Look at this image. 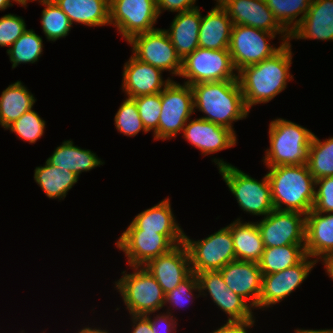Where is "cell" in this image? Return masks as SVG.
I'll return each instance as SVG.
<instances>
[{"label": "cell", "mask_w": 333, "mask_h": 333, "mask_svg": "<svg viewBox=\"0 0 333 333\" xmlns=\"http://www.w3.org/2000/svg\"><path fill=\"white\" fill-rule=\"evenodd\" d=\"M293 55L292 44L288 42L273 56L238 72L244 103L249 111L254 105L271 102L286 89L294 78L290 71Z\"/></svg>", "instance_id": "6da1fadb"}, {"label": "cell", "mask_w": 333, "mask_h": 333, "mask_svg": "<svg viewBox=\"0 0 333 333\" xmlns=\"http://www.w3.org/2000/svg\"><path fill=\"white\" fill-rule=\"evenodd\" d=\"M194 112L200 111L205 119L212 123L234 130V122L248 118L250 111L244 103V97L238 80L204 82L191 85Z\"/></svg>", "instance_id": "7a4b0ae2"}, {"label": "cell", "mask_w": 333, "mask_h": 333, "mask_svg": "<svg viewBox=\"0 0 333 333\" xmlns=\"http://www.w3.org/2000/svg\"><path fill=\"white\" fill-rule=\"evenodd\" d=\"M275 210L307 215L315 200V179L307 164L266 168Z\"/></svg>", "instance_id": "3957f363"}, {"label": "cell", "mask_w": 333, "mask_h": 333, "mask_svg": "<svg viewBox=\"0 0 333 333\" xmlns=\"http://www.w3.org/2000/svg\"><path fill=\"white\" fill-rule=\"evenodd\" d=\"M268 126L269 148L262 159L265 168L307 164L314 135L311 130L280 117L273 118Z\"/></svg>", "instance_id": "277c9868"}, {"label": "cell", "mask_w": 333, "mask_h": 333, "mask_svg": "<svg viewBox=\"0 0 333 333\" xmlns=\"http://www.w3.org/2000/svg\"><path fill=\"white\" fill-rule=\"evenodd\" d=\"M211 159L244 213L264 218L274 210L271 185L267 174L258 180L222 158L214 157Z\"/></svg>", "instance_id": "5b68a950"}, {"label": "cell", "mask_w": 333, "mask_h": 333, "mask_svg": "<svg viewBox=\"0 0 333 333\" xmlns=\"http://www.w3.org/2000/svg\"><path fill=\"white\" fill-rule=\"evenodd\" d=\"M132 272H121L114 288L122 298L129 315H147L164 311L165 293L144 266H129Z\"/></svg>", "instance_id": "8992f818"}, {"label": "cell", "mask_w": 333, "mask_h": 333, "mask_svg": "<svg viewBox=\"0 0 333 333\" xmlns=\"http://www.w3.org/2000/svg\"><path fill=\"white\" fill-rule=\"evenodd\" d=\"M184 84L238 80L228 49L211 50L198 47L182 60L179 75Z\"/></svg>", "instance_id": "52a82bcc"}, {"label": "cell", "mask_w": 333, "mask_h": 333, "mask_svg": "<svg viewBox=\"0 0 333 333\" xmlns=\"http://www.w3.org/2000/svg\"><path fill=\"white\" fill-rule=\"evenodd\" d=\"M191 271L198 274L205 271H219L236 260L231 231L226 225L205 238L193 239L184 233Z\"/></svg>", "instance_id": "ba28073f"}, {"label": "cell", "mask_w": 333, "mask_h": 333, "mask_svg": "<svg viewBox=\"0 0 333 333\" xmlns=\"http://www.w3.org/2000/svg\"><path fill=\"white\" fill-rule=\"evenodd\" d=\"M276 37L275 33L244 25H233L228 50L237 72L277 53L285 42L276 47L270 42Z\"/></svg>", "instance_id": "9c48e42d"}, {"label": "cell", "mask_w": 333, "mask_h": 333, "mask_svg": "<svg viewBox=\"0 0 333 333\" xmlns=\"http://www.w3.org/2000/svg\"><path fill=\"white\" fill-rule=\"evenodd\" d=\"M161 105L159 141L172 140L195 113L191 86L172 80L161 92Z\"/></svg>", "instance_id": "30bf717a"}, {"label": "cell", "mask_w": 333, "mask_h": 333, "mask_svg": "<svg viewBox=\"0 0 333 333\" xmlns=\"http://www.w3.org/2000/svg\"><path fill=\"white\" fill-rule=\"evenodd\" d=\"M132 54L142 62L148 63L163 72H169L170 78L179 77L182 60L164 29L134 35L129 41Z\"/></svg>", "instance_id": "8fae6325"}, {"label": "cell", "mask_w": 333, "mask_h": 333, "mask_svg": "<svg viewBox=\"0 0 333 333\" xmlns=\"http://www.w3.org/2000/svg\"><path fill=\"white\" fill-rule=\"evenodd\" d=\"M110 26L116 28L122 40L129 41L134 35L157 29L156 0H109Z\"/></svg>", "instance_id": "7c38bea8"}, {"label": "cell", "mask_w": 333, "mask_h": 333, "mask_svg": "<svg viewBox=\"0 0 333 333\" xmlns=\"http://www.w3.org/2000/svg\"><path fill=\"white\" fill-rule=\"evenodd\" d=\"M317 261L306 255L298 264L285 270L262 276V290L257 309L266 311L294 293L316 267Z\"/></svg>", "instance_id": "4fadbf2b"}, {"label": "cell", "mask_w": 333, "mask_h": 333, "mask_svg": "<svg viewBox=\"0 0 333 333\" xmlns=\"http://www.w3.org/2000/svg\"><path fill=\"white\" fill-rule=\"evenodd\" d=\"M196 275L201 297L209 296L214 306L226 314L225 321H246L256 318L254 308L227 286L219 271H205Z\"/></svg>", "instance_id": "5bb4252c"}, {"label": "cell", "mask_w": 333, "mask_h": 333, "mask_svg": "<svg viewBox=\"0 0 333 333\" xmlns=\"http://www.w3.org/2000/svg\"><path fill=\"white\" fill-rule=\"evenodd\" d=\"M256 223L265 248L305 244L306 215L301 212L274 209Z\"/></svg>", "instance_id": "9a60e30c"}, {"label": "cell", "mask_w": 333, "mask_h": 333, "mask_svg": "<svg viewBox=\"0 0 333 333\" xmlns=\"http://www.w3.org/2000/svg\"><path fill=\"white\" fill-rule=\"evenodd\" d=\"M233 25H244L278 35L280 42H290V34L280 25L264 0H217Z\"/></svg>", "instance_id": "2e32d148"}, {"label": "cell", "mask_w": 333, "mask_h": 333, "mask_svg": "<svg viewBox=\"0 0 333 333\" xmlns=\"http://www.w3.org/2000/svg\"><path fill=\"white\" fill-rule=\"evenodd\" d=\"M117 239L115 246L124 253L128 266H145L176 246L166 235L156 231H123Z\"/></svg>", "instance_id": "e0dca14e"}, {"label": "cell", "mask_w": 333, "mask_h": 333, "mask_svg": "<svg viewBox=\"0 0 333 333\" xmlns=\"http://www.w3.org/2000/svg\"><path fill=\"white\" fill-rule=\"evenodd\" d=\"M181 135L200 151L202 157L231 149L238 143L237 135L232 130L202 118H190Z\"/></svg>", "instance_id": "ac0fdd59"}, {"label": "cell", "mask_w": 333, "mask_h": 333, "mask_svg": "<svg viewBox=\"0 0 333 333\" xmlns=\"http://www.w3.org/2000/svg\"><path fill=\"white\" fill-rule=\"evenodd\" d=\"M162 74V70L140 61L131 54L123 66L122 92L128 98L160 93L172 81L170 77L164 79Z\"/></svg>", "instance_id": "d6986e66"}, {"label": "cell", "mask_w": 333, "mask_h": 333, "mask_svg": "<svg viewBox=\"0 0 333 333\" xmlns=\"http://www.w3.org/2000/svg\"><path fill=\"white\" fill-rule=\"evenodd\" d=\"M169 196L138 213L123 231H156L175 245L184 241V230L178 223Z\"/></svg>", "instance_id": "ffe728a7"}, {"label": "cell", "mask_w": 333, "mask_h": 333, "mask_svg": "<svg viewBox=\"0 0 333 333\" xmlns=\"http://www.w3.org/2000/svg\"><path fill=\"white\" fill-rule=\"evenodd\" d=\"M144 267L157 280L165 294L176 288L192 273L189 254L184 243L155 257Z\"/></svg>", "instance_id": "44dd1931"}, {"label": "cell", "mask_w": 333, "mask_h": 333, "mask_svg": "<svg viewBox=\"0 0 333 333\" xmlns=\"http://www.w3.org/2000/svg\"><path fill=\"white\" fill-rule=\"evenodd\" d=\"M219 272L227 286L257 310L263 276L258 263L234 260Z\"/></svg>", "instance_id": "7402d4cb"}, {"label": "cell", "mask_w": 333, "mask_h": 333, "mask_svg": "<svg viewBox=\"0 0 333 333\" xmlns=\"http://www.w3.org/2000/svg\"><path fill=\"white\" fill-rule=\"evenodd\" d=\"M333 41V0H312L300 24L291 32L292 40Z\"/></svg>", "instance_id": "603a6c76"}, {"label": "cell", "mask_w": 333, "mask_h": 333, "mask_svg": "<svg viewBox=\"0 0 333 333\" xmlns=\"http://www.w3.org/2000/svg\"><path fill=\"white\" fill-rule=\"evenodd\" d=\"M305 252L317 262L333 255V212L306 215Z\"/></svg>", "instance_id": "cb8c5ba5"}, {"label": "cell", "mask_w": 333, "mask_h": 333, "mask_svg": "<svg viewBox=\"0 0 333 333\" xmlns=\"http://www.w3.org/2000/svg\"><path fill=\"white\" fill-rule=\"evenodd\" d=\"M201 8L175 14L167 32L177 55L183 60L199 47V28L202 19Z\"/></svg>", "instance_id": "d4e9b609"}, {"label": "cell", "mask_w": 333, "mask_h": 333, "mask_svg": "<svg viewBox=\"0 0 333 333\" xmlns=\"http://www.w3.org/2000/svg\"><path fill=\"white\" fill-rule=\"evenodd\" d=\"M213 8L202 15L199 28V47L211 50L228 49L233 28L227 12L216 1Z\"/></svg>", "instance_id": "484cf974"}, {"label": "cell", "mask_w": 333, "mask_h": 333, "mask_svg": "<svg viewBox=\"0 0 333 333\" xmlns=\"http://www.w3.org/2000/svg\"><path fill=\"white\" fill-rule=\"evenodd\" d=\"M46 161L52 166L73 172L79 178L83 172H89L105 164L96 153L78 147L71 139L64 140L57 146Z\"/></svg>", "instance_id": "4316f807"}, {"label": "cell", "mask_w": 333, "mask_h": 333, "mask_svg": "<svg viewBox=\"0 0 333 333\" xmlns=\"http://www.w3.org/2000/svg\"><path fill=\"white\" fill-rule=\"evenodd\" d=\"M71 24L88 27L110 26L109 0H55Z\"/></svg>", "instance_id": "83f0119b"}, {"label": "cell", "mask_w": 333, "mask_h": 333, "mask_svg": "<svg viewBox=\"0 0 333 333\" xmlns=\"http://www.w3.org/2000/svg\"><path fill=\"white\" fill-rule=\"evenodd\" d=\"M238 217L228 224L233 239L236 260L258 263L264 252V244L256 221H243Z\"/></svg>", "instance_id": "f1b7e54d"}, {"label": "cell", "mask_w": 333, "mask_h": 333, "mask_svg": "<svg viewBox=\"0 0 333 333\" xmlns=\"http://www.w3.org/2000/svg\"><path fill=\"white\" fill-rule=\"evenodd\" d=\"M17 80L8 85L0 95V127L4 130L34 107V95L28 87Z\"/></svg>", "instance_id": "f546056e"}, {"label": "cell", "mask_w": 333, "mask_h": 333, "mask_svg": "<svg viewBox=\"0 0 333 333\" xmlns=\"http://www.w3.org/2000/svg\"><path fill=\"white\" fill-rule=\"evenodd\" d=\"M33 178L47 198L58 201L64 200L69 190L79 181V177L73 172L52 166L47 161L34 169Z\"/></svg>", "instance_id": "4dcf8cb0"}, {"label": "cell", "mask_w": 333, "mask_h": 333, "mask_svg": "<svg viewBox=\"0 0 333 333\" xmlns=\"http://www.w3.org/2000/svg\"><path fill=\"white\" fill-rule=\"evenodd\" d=\"M306 256L305 244L264 248L258 262L262 275L272 274L298 264Z\"/></svg>", "instance_id": "1f68e13d"}, {"label": "cell", "mask_w": 333, "mask_h": 333, "mask_svg": "<svg viewBox=\"0 0 333 333\" xmlns=\"http://www.w3.org/2000/svg\"><path fill=\"white\" fill-rule=\"evenodd\" d=\"M44 44L42 36L33 29H27L21 37L6 50L12 69L20 64H35L43 55Z\"/></svg>", "instance_id": "d6a6232c"}, {"label": "cell", "mask_w": 333, "mask_h": 333, "mask_svg": "<svg viewBox=\"0 0 333 333\" xmlns=\"http://www.w3.org/2000/svg\"><path fill=\"white\" fill-rule=\"evenodd\" d=\"M307 165L315 180L333 176V136L321 140L313 135Z\"/></svg>", "instance_id": "836d02e7"}, {"label": "cell", "mask_w": 333, "mask_h": 333, "mask_svg": "<svg viewBox=\"0 0 333 333\" xmlns=\"http://www.w3.org/2000/svg\"><path fill=\"white\" fill-rule=\"evenodd\" d=\"M280 25L289 33L300 24L312 0H264Z\"/></svg>", "instance_id": "e575fe53"}, {"label": "cell", "mask_w": 333, "mask_h": 333, "mask_svg": "<svg viewBox=\"0 0 333 333\" xmlns=\"http://www.w3.org/2000/svg\"><path fill=\"white\" fill-rule=\"evenodd\" d=\"M44 6L41 12V27L47 41L55 42L69 35L73 25L68 16L54 2H40Z\"/></svg>", "instance_id": "d590c367"}, {"label": "cell", "mask_w": 333, "mask_h": 333, "mask_svg": "<svg viewBox=\"0 0 333 333\" xmlns=\"http://www.w3.org/2000/svg\"><path fill=\"white\" fill-rule=\"evenodd\" d=\"M199 297H201V294L198 277L195 273H191L176 288L165 294L164 309L166 307L165 311L177 318V315L175 316L173 311L183 310L186 307L189 308L188 306L194 302V299H198Z\"/></svg>", "instance_id": "8d00e7d4"}, {"label": "cell", "mask_w": 333, "mask_h": 333, "mask_svg": "<svg viewBox=\"0 0 333 333\" xmlns=\"http://www.w3.org/2000/svg\"><path fill=\"white\" fill-rule=\"evenodd\" d=\"M116 131L127 137H135L141 131L149 133L140 118L137 105L132 98L126 97L114 116Z\"/></svg>", "instance_id": "74e56055"}, {"label": "cell", "mask_w": 333, "mask_h": 333, "mask_svg": "<svg viewBox=\"0 0 333 333\" xmlns=\"http://www.w3.org/2000/svg\"><path fill=\"white\" fill-rule=\"evenodd\" d=\"M45 128L46 121L32 108L5 130L14 133L19 140L28 142V144H35L37 140L43 137Z\"/></svg>", "instance_id": "f35d334b"}, {"label": "cell", "mask_w": 333, "mask_h": 333, "mask_svg": "<svg viewBox=\"0 0 333 333\" xmlns=\"http://www.w3.org/2000/svg\"><path fill=\"white\" fill-rule=\"evenodd\" d=\"M138 108L141 120L148 132L152 131L153 139L159 141V118L161 114V92L132 98Z\"/></svg>", "instance_id": "ab89813d"}, {"label": "cell", "mask_w": 333, "mask_h": 333, "mask_svg": "<svg viewBox=\"0 0 333 333\" xmlns=\"http://www.w3.org/2000/svg\"><path fill=\"white\" fill-rule=\"evenodd\" d=\"M25 19L16 14H5L0 17V47L8 49L27 30Z\"/></svg>", "instance_id": "60d3db41"}, {"label": "cell", "mask_w": 333, "mask_h": 333, "mask_svg": "<svg viewBox=\"0 0 333 333\" xmlns=\"http://www.w3.org/2000/svg\"><path fill=\"white\" fill-rule=\"evenodd\" d=\"M313 210L323 213L333 212V176L315 180Z\"/></svg>", "instance_id": "b9f144b4"}, {"label": "cell", "mask_w": 333, "mask_h": 333, "mask_svg": "<svg viewBox=\"0 0 333 333\" xmlns=\"http://www.w3.org/2000/svg\"><path fill=\"white\" fill-rule=\"evenodd\" d=\"M159 313V314H158ZM153 314V317H152ZM154 312L147 314L146 316L150 320L151 329L153 333H176L178 327V318L174 317L166 311L157 312L154 316Z\"/></svg>", "instance_id": "7bdbcfd3"}, {"label": "cell", "mask_w": 333, "mask_h": 333, "mask_svg": "<svg viewBox=\"0 0 333 333\" xmlns=\"http://www.w3.org/2000/svg\"><path fill=\"white\" fill-rule=\"evenodd\" d=\"M159 17L166 10L172 13L186 12L198 8L197 0H156ZM197 5V6H196Z\"/></svg>", "instance_id": "ee69618b"}, {"label": "cell", "mask_w": 333, "mask_h": 333, "mask_svg": "<svg viewBox=\"0 0 333 333\" xmlns=\"http://www.w3.org/2000/svg\"><path fill=\"white\" fill-rule=\"evenodd\" d=\"M256 321V318L246 321H224L225 323L210 333H251Z\"/></svg>", "instance_id": "f6af8a7d"}, {"label": "cell", "mask_w": 333, "mask_h": 333, "mask_svg": "<svg viewBox=\"0 0 333 333\" xmlns=\"http://www.w3.org/2000/svg\"><path fill=\"white\" fill-rule=\"evenodd\" d=\"M131 333H153L150 320L145 315H130Z\"/></svg>", "instance_id": "bcb514c9"}, {"label": "cell", "mask_w": 333, "mask_h": 333, "mask_svg": "<svg viewBox=\"0 0 333 333\" xmlns=\"http://www.w3.org/2000/svg\"><path fill=\"white\" fill-rule=\"evenodd\" d=\"M320 262L324 265L326 275L333 281V255L323 258Z\"/></svg>", "instance_id": "7dc6e473"}, {"label": "cell", "mask_w": 333, "mask_h": 333, "mask_svg": "<svg viewBox=\"0 0 333 333\" xmlns=\"http://www.w3.org/2000/svg\"><path fill=\"white\" fill-rule=\"evenodd\" d=\"M76 333H111L107 328L103 329L98 325V327H94V325L89 326L85 325L81 329H78V332Z\"/></svg>", "instance_id": "c3c4849f"}, {"label": "cell", "mask_w": 333, "mask_h": 333, "mask_svg": "<svg viewBox=\"0 0 333 333\" xmlns=\"http://www.w3.org/2000/svg\"><path fill=\"white\" fill-rule=\"evenodd\" d=\"M294 333H333V328H325V329H304V328H296L294 329Z\"/></svg>", "instance_id": "681fc988"}, {"label": "cell", "mask_w": 333, "mask_h": 333, "mask_svg": "<svg viewBox=\"0 0 333 333\" xmlns=\"http://www.w3.org/2000/svg\"><path fill=\"white\" fill-rule=\"evenodd\" d=\"M14 3L13 0H0V11H5L7 8L12 7Z\"/></svg>", "instance_id": "f907efd6"}, {"label": "cell", "mask_w": 333, "mask_h": 333, "mask_svg": "<svg viewBox=\"0 0 333 333\" xmlns=\"http://www.w3.org/2000/svg\"><path fill=\"white\" fill-rule=\"evenodd\" d=\"M15 3H17L19 6L22 8L28 7L27 5L29 4V0H13Z\"/></svg>", "instance_id": "816d5d0a"}, {"label": "cell", "mask_w": 333, "mask_h": 333, "mask_svg": "<svg viewBox=\"0 0 333 333\" xmlns=\"http://www.w3.org/2000/svg\"><path fill=\"white\" fill-rule=\"evenodd\" d=\"M34 1H37L38 3L40 2H52V1H55V0H29V2H34Z\"/></svg>", "instance_id": "f5cc1de1"}]
</instances>
